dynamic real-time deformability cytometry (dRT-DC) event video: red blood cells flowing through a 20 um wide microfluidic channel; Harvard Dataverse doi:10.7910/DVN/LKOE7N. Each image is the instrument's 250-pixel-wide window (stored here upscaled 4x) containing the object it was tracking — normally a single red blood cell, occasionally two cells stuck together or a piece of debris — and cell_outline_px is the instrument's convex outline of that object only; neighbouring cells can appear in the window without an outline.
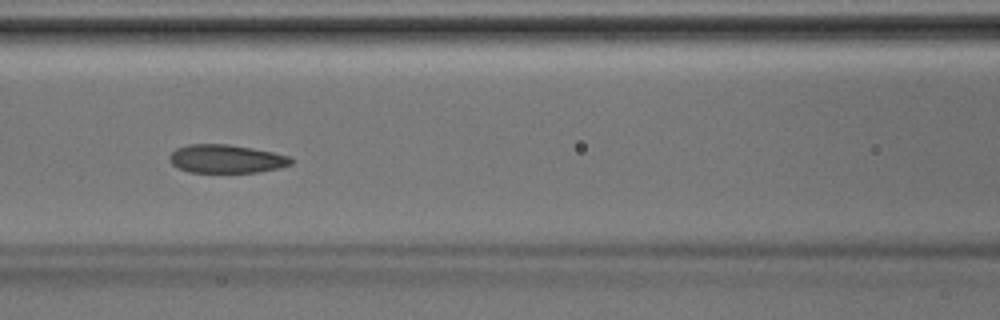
{"species": "Egyptian fruit bat (a non-hibernating species)", "species_latin": "Rousettus aegyptiacus", "temperature_condition": "room temperature", "stored_images_in_passage": 41, "camera_frame_rate_fps": 3000, "um_per_image_px": 0.085, "animal": {"sex": "male"}, "frame": {"image": 1, "passage_image": 18, "time_ms": 5.667, "image_size_px": [1000, 320], "cell_outline_px": [[296, 160], [292, 164], [280, 168], [256, 172], [188, 172], [176, 168], [168, 160], [168, 156], [176, 148], [188, 144], [228, 144], [252, 148], [292, 156]], "centroid_in_image_um": [19.24, 13.5], "position_along_channel_um": 147.4, "area_um2": 20.4}}
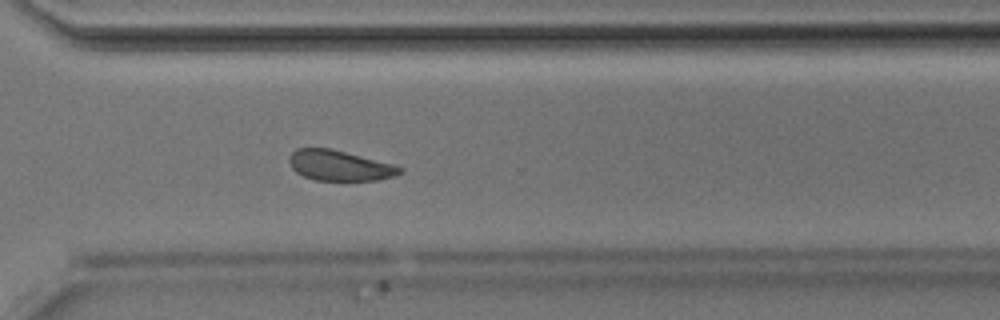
{"frame": {"image": 2, "passage_image": 30, "time_ms": 9.667, "image_size_px": [1000, 320], "cell_outline_px": [[404, 172], [380, 180], [316, 180], [304, 176], [296, 172], [292, 168], [288, 160], [288, 156], [296, 148], [328, 148], [392, 164], [404, 168]], "centroid_in_image_um": [28.84, 14.07], "position_along_channel_um": 341.8, "area_um2": 19.36}}